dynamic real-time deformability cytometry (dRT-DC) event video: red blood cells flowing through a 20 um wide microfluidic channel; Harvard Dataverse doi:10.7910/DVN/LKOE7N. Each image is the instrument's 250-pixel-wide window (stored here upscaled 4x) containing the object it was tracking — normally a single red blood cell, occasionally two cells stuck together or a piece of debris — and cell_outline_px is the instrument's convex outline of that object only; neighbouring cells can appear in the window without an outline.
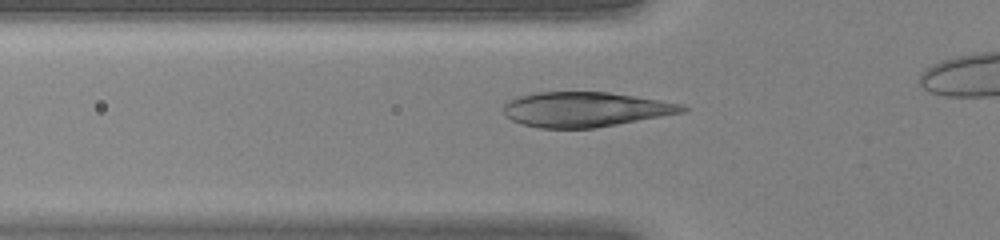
{"species": "human", "species_latin": "Homo sapiens", "temperature_condition": "warm", "stored_images_in_passage": 32, "camera_frame_rate_fps": 3000, "um_per_image_px": 0.085, "donor": {"sex": "female"}, "frame": {"image": 1, "passage_image": 9, "time_ms": 2.667, "image_size_px": [1000, 240], "cell_outline_px": [[688, 108], [684, 112], [596, 128], [540, 128], [520, 124], [504, 116], [504, 104], [508, 100], [516, 96], [536, 92], [608, 92], [684, 104]], "centroid_in_image_um": [49.7, 9.3], "position_along_channel_um": 76.1, "area_um2": 36.41}}
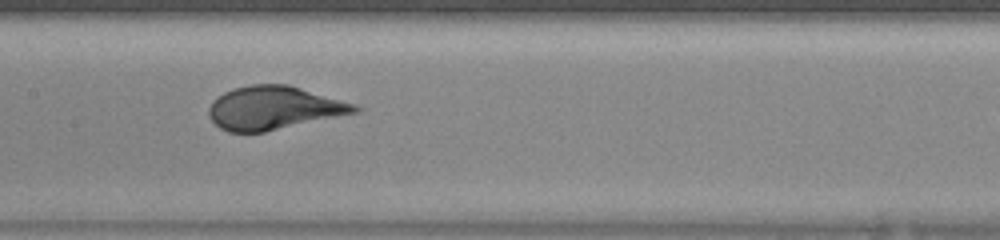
{"frame": {"image": 2, "passage_image": 16, "time_ms": 5.0, "image_size_px": [1000, 240], "cell_outline_px": [[364, 108], [356, 112], [264, 132], [228, 132], [220, 128], [212, 120], [208, 112], [208, 108], [212, 100], [224, 92], [232, 88], [252, 84], [288, 84], [356, 104]], "centroid_in_image_um": [23.25, 9.16], "position_along_channel_um": 184.2, "area_um2": 36.7}}
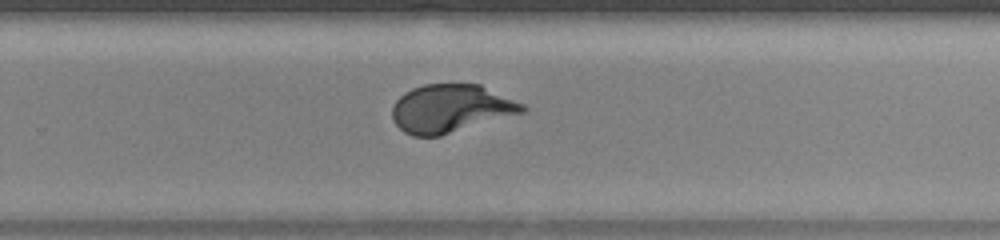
{"frame": {"image": 3, "passage_image": 23, "time_ms": 7.333, "image_size_px": [1000, 240], "cell_outline_px": [[528, 108], [524, 112], [440, 136], [412, 136], [404, 132], [392, 120], [392, 108], [396, 100], [404, 92], [412, 88], [424, 84], [480, 84], [524, 104]], "centroid_in_image_um": [38.3, 9.22], "position_along_channel_um": 291.5, "area_um2": 36.47}}